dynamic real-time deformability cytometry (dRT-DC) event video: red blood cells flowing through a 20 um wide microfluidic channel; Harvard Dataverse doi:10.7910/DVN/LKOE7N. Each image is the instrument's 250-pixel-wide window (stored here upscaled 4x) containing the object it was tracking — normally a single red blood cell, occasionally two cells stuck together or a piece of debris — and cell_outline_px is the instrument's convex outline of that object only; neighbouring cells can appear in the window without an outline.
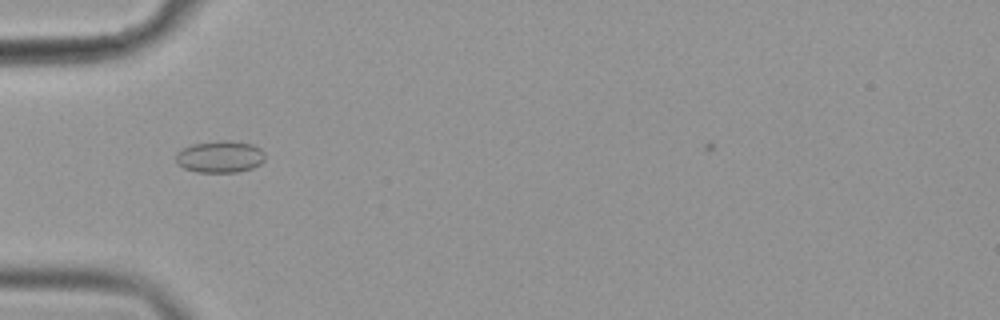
{"species": "common noctule bat (a hibernating species)", "species_latin": "Nyctalus noctula", "temperature_condition": "cold", "stored_images_in_passage": 39, "camera_frame_rate_fps": 3000, "um_per_image_px": 0.085, "animal": {"sex": "female", "body_mass_g": 19.9}, "frame": {"image": 1, "passage_image": 2, "time_ms": 0.333, "image_size_px": [1000, 320], "cell_outline_px": [[264, 160], [260, 164], [252, 168], [236, 172], [196, 172], [184, 168], [176, 164], [176, 152], [180, 148], [192, 144], [220, 140], [232, 140], [252, 144], [260, 148], [264, 152]], "centroid_in_image_um": [18.67, 13.31], "position_along_channel_um": 66.3, "area_um2": 16.82}}
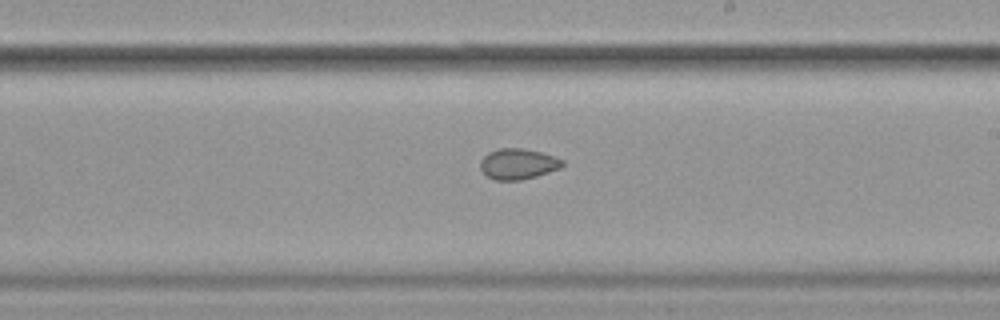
{"frame": {"image": 2, "passage_image": 17, "time_ms": 5.333, "image_size_px": [1000, 320], "cell_outline_px": [[564, 164], [560, 168], [536, 176], [520, 180], [496, 180], [488, 176], [480, 168], [480, 160], [488, 152], [500, 148], [524, 148], [540, 152], [564, 160]], "centroid_in_image_um": [44.02, 13.92], "position_along_channel_um": 245.0, "area_um2": 14.57}}
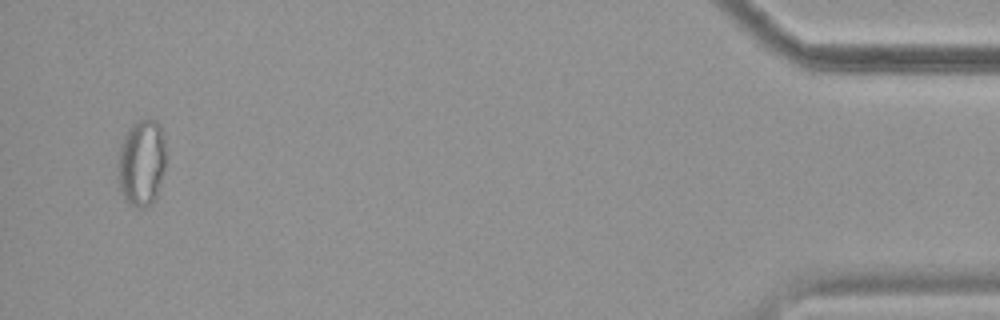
{"frame": {"image": 3, "passage_image": 38, "time_ms": 12.333, "image_size_px": [1000, 320], "cell_outline_px": [[164, 168], [160, 184], [156, 196], [144, 208], [136, 208], [128, 204], [124, 200], [120, 192], [120, 148], [124, 136], [128, 128], [136, 120], [148, 116], [156, 120], [160, 124], [164, 132]], "centroid_in_image_um": [12.05, 13.77], "position_along_channel_um": 423.1, "area_um2": 24.16}}